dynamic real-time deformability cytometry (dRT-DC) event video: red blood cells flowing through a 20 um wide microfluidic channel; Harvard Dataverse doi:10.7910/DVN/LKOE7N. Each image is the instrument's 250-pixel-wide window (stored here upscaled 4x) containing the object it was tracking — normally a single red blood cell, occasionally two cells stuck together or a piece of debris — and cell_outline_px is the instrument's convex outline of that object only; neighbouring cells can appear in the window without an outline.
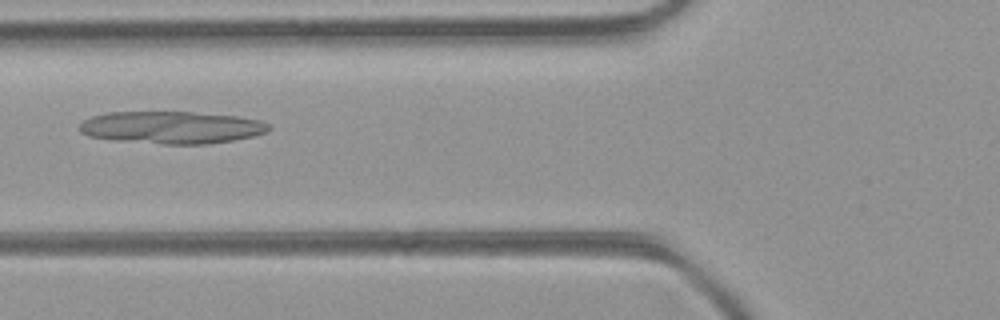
{"species": "common noctule bat (a hibernating species)", "species_latin": "Nyctalus noctula", "temperature_condition": "room temperature", "stored_images_in_passage": 41, "camera_frame_rate_fps": 3000, "um_per_image_px": 0.085, "animal": {"sex": "female", "body_mass_g": 21.9}, "frame": {"image": 1, "passage_image": 12, "time_ms": 3.667, "image_size_px": [1000, 320], "cell_outline_px": [[268, 128], [260, 132], [248, 136], [228, 140], [196, 144], [180, 144], [96, 136], [84, 132], [80, 128], [96, 116], [124, 112], [184, 112], [224, 116], [248, 120]], "centroid_in_image_um": [14.54, 10.82], "position_along_channel_um": 111.3, "area_um2": 31.85}}
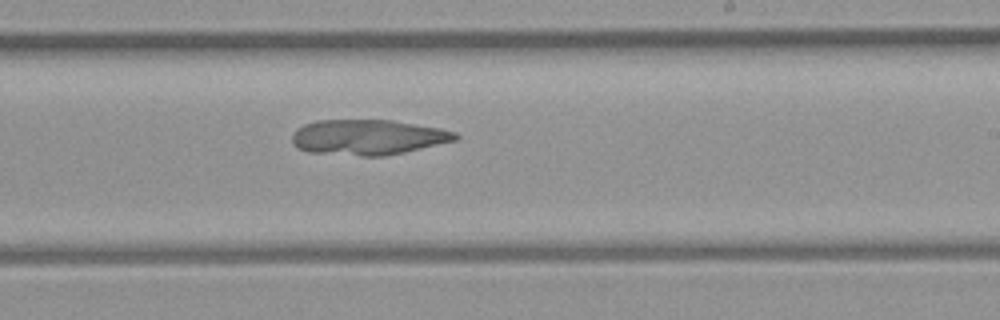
{"frame": {"image": 2, "passage_image": 22, "time_ms": 7.0, "image_size_px": [1000, 320], "cell_outline_px": [[456, 136], [452, 140], [400, 152], [372, 156], [368, 156], [300, 148], [296, 144], [296, 132], [300, 128], [308, 124], [328, 120], [380, 120], [432, 128], [448, 132]], "centroid_in_image_um": [31.24, 11.64], "position_along_channel_um": 257.8, "area_um2": 30.29}}
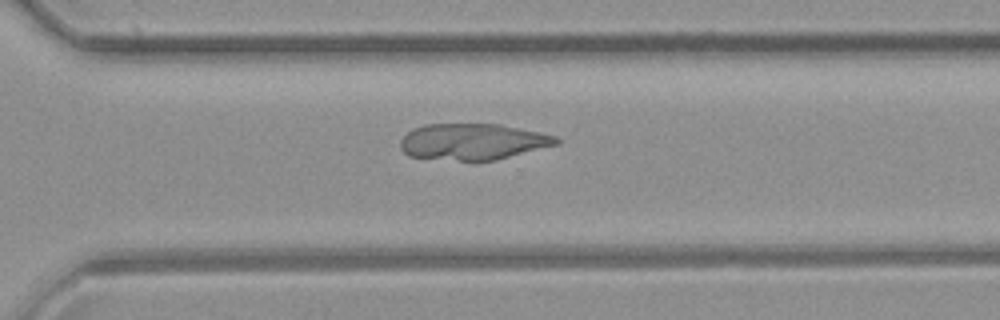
{"frame": {"image": 3, "passage_image": 27, "time_ms": 8.667, "image_size_px": [1000, 320], "cell_outline_px": [[556, 140], [552, 144], [488, 160], [460, 160], [412, 156], [404, 148], [404, 136], [416, 128], [432, 124], [488, 124], [548, 136]], "centroid_in_image_um": [40.01, 12.04], "position_along_channel_um": 330.6, "area_um2": 29.82}}